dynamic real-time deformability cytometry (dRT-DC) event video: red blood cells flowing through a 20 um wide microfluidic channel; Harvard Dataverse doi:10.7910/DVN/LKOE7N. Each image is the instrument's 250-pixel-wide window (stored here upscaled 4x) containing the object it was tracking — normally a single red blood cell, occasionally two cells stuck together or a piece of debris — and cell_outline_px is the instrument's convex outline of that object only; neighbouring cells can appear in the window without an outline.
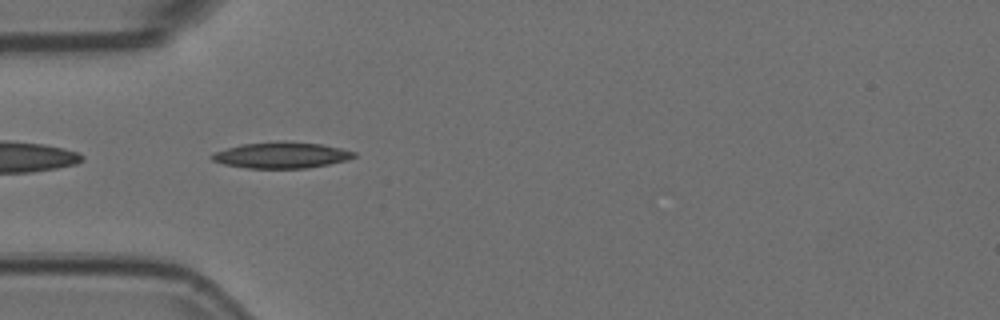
{"species": "Egyptian fruit bat (a non-hibernating species)", "species_latin": "Rousettus aegyptiacus", "temperature_condition": "room temperature", "stored_images_in_passage": 40, "camera_frame_rate_fps": 3000, "um_per_image_px": 0.085, "animal": {"sex": "female"}, "frame": {"image": 1, "passage_image": 3, "time_ms": 0.667, "image_size_px": [1000, 320], "cell_outline_px": [[356, 156], [344, 160], [328, 164], [308, 168], [248, 168], [224, 164], [212, 160], [208, 156], [212, 152], [240, 144], [280, 140], [284, 140], [320, 144], [340, 148], [356, 152]], "centroid_in_image_um": [23.85, 13.17], "position_along_channel_um": 61.1, "area_um2": 21.79}}
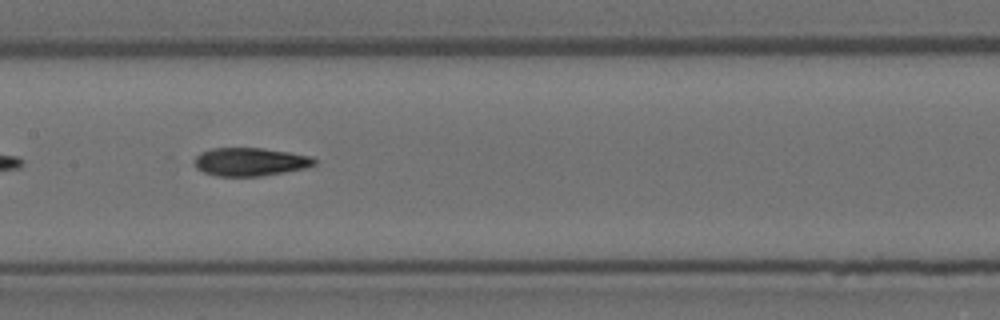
{"frame": {"image": 2, "passage_image": 13, "time_ms": 4.0, "image_size_px": [1000, 320], "cell_outline_px": [[316, 164], [304, 168], [284, 172], [260, 176], [216, 176], [204, 172], [196, 168], [192, 160], [200, 152], [212, 148], [264, 148], [312, 156], [316, 160]], "centroid_in_image_um": [21.23, 13.75], "position_along_channel_um": 186.2, "area_um2": 19.83}}
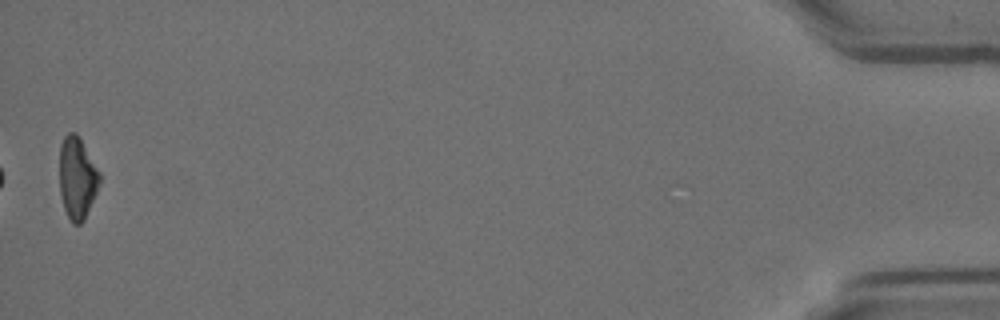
{"frame": {"image": 3, "passage_image": 40, "time_ms": 13.0, "image_size_px": [1000, 320], "cell_outline_px": [[100, 184], [84, 220], [80, 224], [72, 224], [64, 208], [60, 196], [60, 144], [64, 136], [68, 132], [76, 132], [80, 136], [100, 172]], "centroid_in_image_um": [6.56, 15.09], "position_along_channel_um": 428.6, "area_um2": 19.36}, "authors_computed_cell_mechanics": {"area_um2": 19.7965, "velocity_mm_per_s": 3.7741, "shape_relaxation_time_tau1_ms": 8.8941, "shape_relaxation_time_tau2_ms": 5.0641, "deformation_change_tau1": 0.2547, "deformation_change_tau2": 0.1405}}